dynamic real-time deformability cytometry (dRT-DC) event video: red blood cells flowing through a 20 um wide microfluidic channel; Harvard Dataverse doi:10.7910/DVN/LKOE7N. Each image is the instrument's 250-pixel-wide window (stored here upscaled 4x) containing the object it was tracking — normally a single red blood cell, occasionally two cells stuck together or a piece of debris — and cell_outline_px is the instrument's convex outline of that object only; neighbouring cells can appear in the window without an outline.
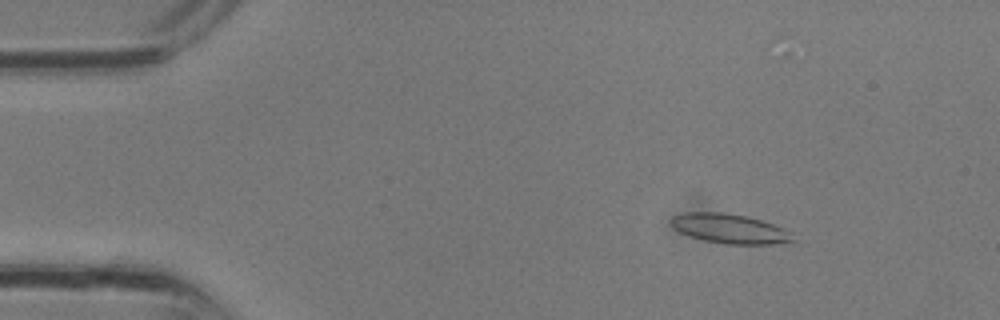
{"species": "common noctule bat (a hibernating species)", "species_latin": "Nyctalus noctula", "temperature_condition": "room temperature", "stored_images_in_passage": 33, "camera_frame_rate_fps": 3000, "um_per_image_px": 0.085, "animal": {"sex": "male", "body_mass_g": 13.3}, "frame": {"image": 1, "passage_image": 5, "time_ms": 1.333, "image_size_px": [1000, 320], "cell_outline_px": [[796, 240], [792, 244], [728, 244], [704, 240], [680, 232], [672, 228], [668, 224], [668, 220], [672, 216], [684, 212], [720, 212], [744, 216], [760, 220], [784, 228], [792, 232]], "centroid_in_image_um": [62.05, 19.44], "position_along_channel_um": 23.0, "area_um2": 21.27}}
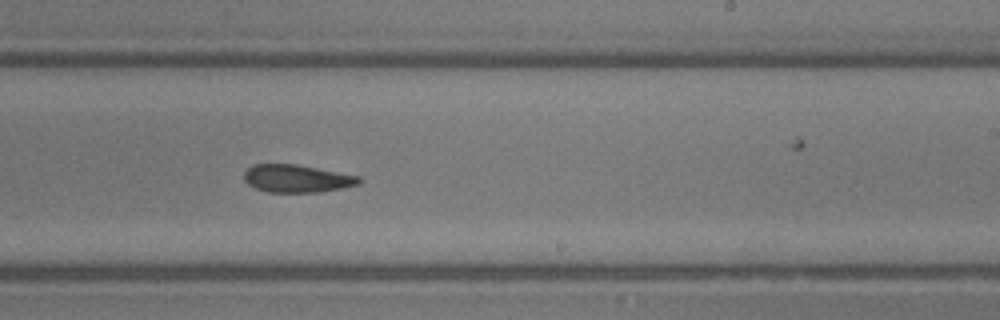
{"frame": {"image": 2, "passage_image": 20, "time_ms": 6.333, "image_size_px": [1000, 320], "cell_outline_px": [[360, 184], [320, 192], [268, 192], [256, 188], [248, 184], [244, 180], [244, 172], [252, 164], [296, 164], [360, 176]], "centroid_in_image_um": [25.21, 15.17], "position_along_channel_um": 263.8, "area_um2": 18.5}}
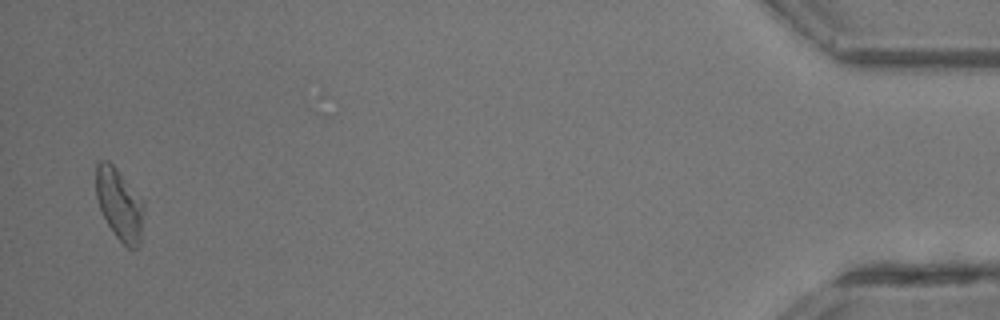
{"frame": {"image": 3, "passage_image": 32, "time_ms": 10.333, "image_size_px": [1000, 320], "cell_outline_px": [[144, 208], [140, 248], [128, 248], [116, 236], [108, 224], [100, 208], [96, 196], [96, 164], [100, 160], [108, 160], [116, 168], [144, 204]], "centroid_in_image_um": [10.15, 17.39], "position_along_channel_um": 425.0, "area_um2": 19.65}}